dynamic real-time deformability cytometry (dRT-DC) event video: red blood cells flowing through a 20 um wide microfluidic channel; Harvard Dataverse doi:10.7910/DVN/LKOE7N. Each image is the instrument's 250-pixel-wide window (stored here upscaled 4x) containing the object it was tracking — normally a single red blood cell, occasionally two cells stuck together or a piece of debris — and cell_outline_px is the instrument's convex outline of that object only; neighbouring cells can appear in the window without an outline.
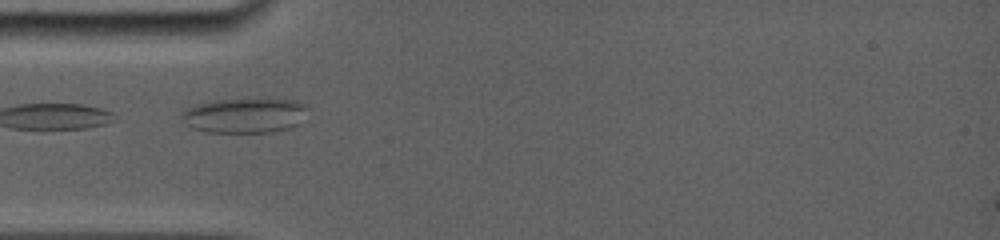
{"species": "common noctule bat (a hibernating species)", "species_latin": "Nyctalus noctula", "temperature_condition": "room temperature", "stored_images_in_passage": 5, "camera_frame_rate_fps": 5000, "um_per_image_px": 0.085, "animal": {"sex": "female", "body_mass_g": 19.0, "forearm_length_mm": 56.7}, "frame": {"image": 1, "passage_image": 1, "time_ms": 0.0, "image_size_px": [1000, 240], "cell_outline_px": [[308, 108], [300, 124], [288, 128], [272, 132], [204, 132], [192, 128], [180, 116], [180, 112], [196, 104], [216, 100], [256, 96], [296, 100], [304, 104]], "centroid_in_image_um": [20.84, 9.77], "position_along_channel_um": 64.2, "area_um2": 26.53}}